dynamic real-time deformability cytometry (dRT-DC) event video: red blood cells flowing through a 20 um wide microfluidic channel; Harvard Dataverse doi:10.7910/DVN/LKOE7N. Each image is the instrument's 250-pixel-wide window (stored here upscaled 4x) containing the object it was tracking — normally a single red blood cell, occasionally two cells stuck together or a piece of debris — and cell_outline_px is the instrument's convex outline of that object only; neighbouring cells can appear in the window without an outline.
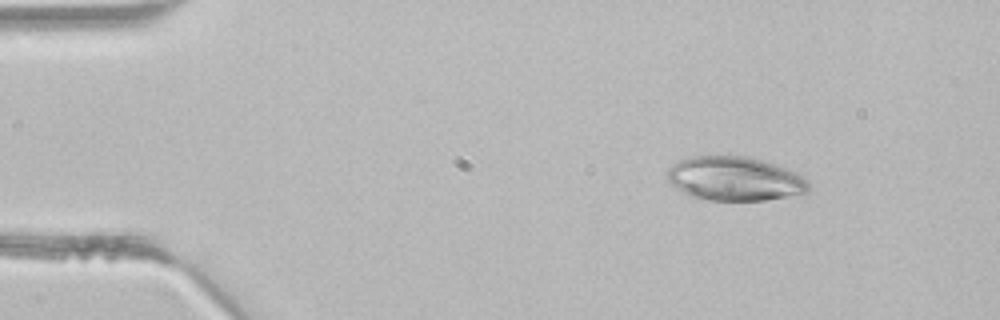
{"species": "common noctule bat (a hibernating species)", "species_latin": "Nyctalus noctula", "temperature_condition": "room temperature", "stored_images_in_passage": 2, "camera_frame_rate_fps": 3000, "um_per_image_px": 0.085, "animal": {"sex": "male", "body_mass_g": 21.5, "forearm_length_mm": 52.0}, "frame": {"image": 1, "passage_image": 1, "time_ms": 0.0, "image_size_px": [1000, 320], "cell_outline_px": [[808, 192], [764, 200], [708, 200], [692, 196], [684, 192], [672, 184], [668, 180], [668, 168], [672, 164], [680, 160], [692, 156], [748, 156], [776, 164], [788, 168], [804, 176], [808, 180]], "centroid_in_image_um": [62.48, 15.17], "position_along_channel_um": 22.5, "area_um2": 36.13}}